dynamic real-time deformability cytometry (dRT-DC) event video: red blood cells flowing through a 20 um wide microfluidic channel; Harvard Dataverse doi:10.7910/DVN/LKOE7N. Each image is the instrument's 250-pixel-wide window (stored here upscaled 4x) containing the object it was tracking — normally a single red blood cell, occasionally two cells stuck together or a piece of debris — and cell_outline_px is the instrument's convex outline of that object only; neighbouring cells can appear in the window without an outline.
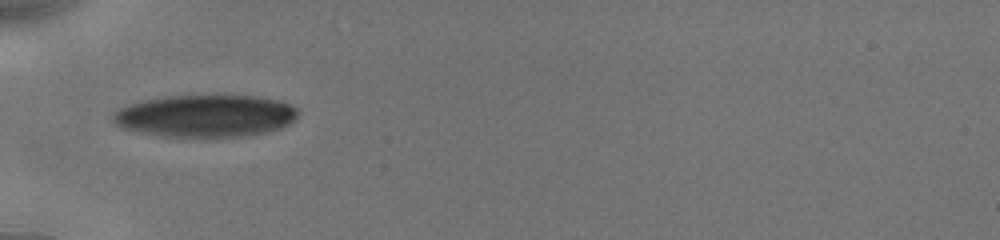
{"species": "human", "species_latin": "Homo sapiens", "temperature_condition": "cold", "stored_images_in_passage": 69, "camera_frame_rate_fps": 3000, "um_per_image_px": 0.085, "donor": {"sex": "male"}, "frame": {"image": 1, "passage_image": 1, "time_ms": 0.0, "image_size_px": [1000, 240], "cell_outline_px": [[300, 112], [296, 120], [280, 128], [264, 132], [244, 136], [164, 136], [140, 132], [120, 128], [112, 120], [112, 112], [128, 104], [144, 100], [164, 96], [256, 96], [280, 100], [296, 108]], "centroid_in_image_um": [17.45, 9.84], "position_along_channel_um": 67.5, "area_um2": 45.43}}
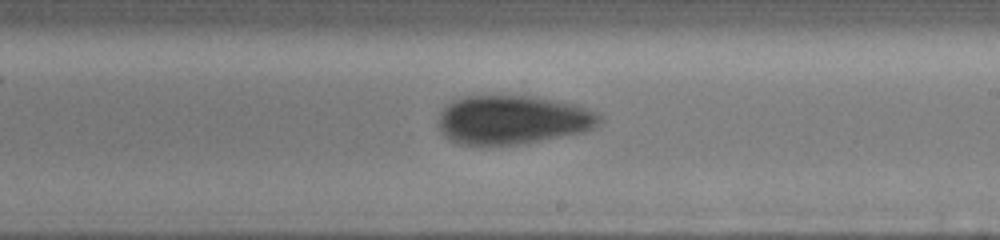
{"frame": {"image": 2, "passage_image": 22, "time_ms": 4.667, "image_size_px": [1000, 240], "cell_outline_px": [[600, 120], [592, 128], [584, 132], [516, 144], [460, 144], [444, 136], [440, 128], [440, 112], [452, 100], [464, 96], [536, 96], [576, 104], [596, 112], [600, 116]], "centroid_in_image_um": [43.57, 10.16], "position_along_channel_um": 245.4, "area_um2": 45.32}}
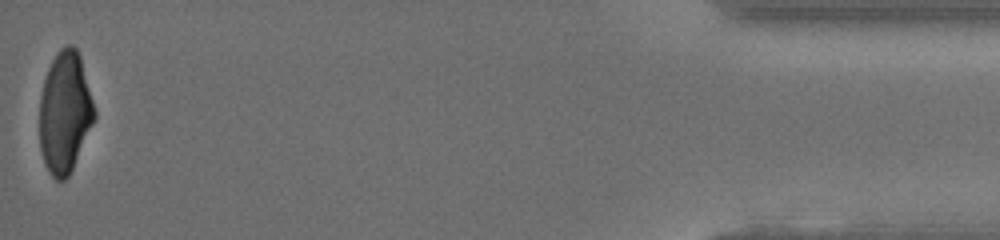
{"frame": {"image": 3, "passage_image": 68, "time_ms": 11.333, "image_size_px": [1000, 240], "cell_outline_px": [[96, 116], [72, 168], [68, 176], [64, 180], [56, 180], [48, 172], [44, 164], [40, 148], [40, 96], [44, 80], [48, 68], [56, 52], [60, 48], [68, 44], [72, 44], [76, 48], [80, 56], [96, 112]], "centroid_in_image_um": [5.5, 9.53], "position_along_channel_um": 429.7, "area_um2": 38.61}, "authors_computed_cell_mechanics": {"area_um2": 43.639, "velocity_mm_per_s": 3.9258, "shape_relaxation_time_tau1_ms": 4.3283, "shape_relaxation_time_tau2_ms": 4.8498, "deformation_change_tau1": 0.1544, "deformation_change_tau2": 0.1034}}